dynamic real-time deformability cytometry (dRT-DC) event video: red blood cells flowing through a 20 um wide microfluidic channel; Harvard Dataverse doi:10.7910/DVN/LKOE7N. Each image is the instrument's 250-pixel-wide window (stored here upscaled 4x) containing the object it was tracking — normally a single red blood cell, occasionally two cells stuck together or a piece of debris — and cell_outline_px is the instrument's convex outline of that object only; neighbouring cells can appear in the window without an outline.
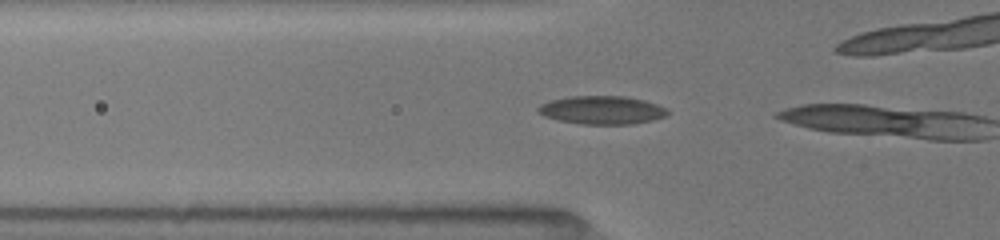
{"species": "common noctule bat (a hibernating species)", "species_latin": "Nyctalus noctula", "temperature_condition": "room temperature", "stored_images_in_passage": 3, "camera_frame_rate_fps": 3000, "um_per_image_px": 0.085, "animal": {"sex": "female", "body_mass_g": 19.5, "forearm_length_mm": 54.1}, "frame": {"image": 1, "passage_image": 2, "time_ms": 0.333, "image_size_px": [1000, 240], "cell_outline_px": [[668, 112], [664, 116], [652, 120], [632, 124], [580, 124], [556, 120], [544, 116], [536, 108], [540, 104], [552, 100], [568, 96], [624, 96], [644, 100], [668, 108]], "centroid_in_image_um": [51.15, 9.35], "position_along_channel_um": 74.7, "area_um2": 21.33}}